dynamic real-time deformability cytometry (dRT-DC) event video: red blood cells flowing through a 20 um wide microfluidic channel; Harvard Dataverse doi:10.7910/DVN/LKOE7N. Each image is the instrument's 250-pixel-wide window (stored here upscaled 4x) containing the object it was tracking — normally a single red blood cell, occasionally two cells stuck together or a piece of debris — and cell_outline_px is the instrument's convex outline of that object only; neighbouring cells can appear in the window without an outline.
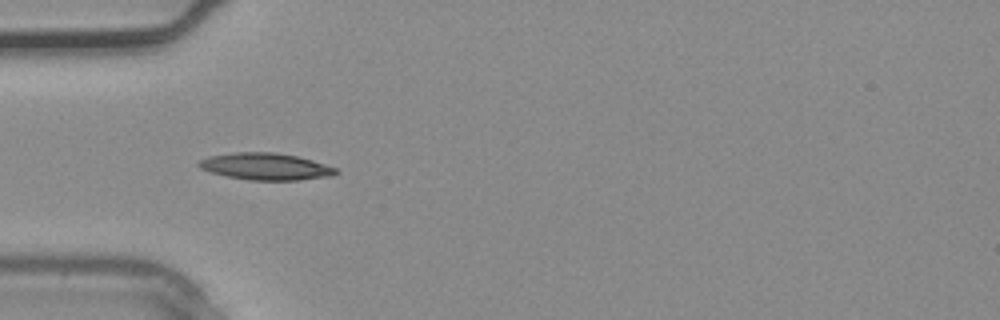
{"species": "common noctule bat (a hibernating species)", "species_latin": "Nyctalus noctula", "temperature_condition": "warm", "stored_images_in_passage": 2, "camera_frame_rate_fps": 3000, "um_per_image_px": 0.085, "animal": {"sex": "male", "body_mass_g": 20.4}, "frame": {"image": 1, "passage_image": 2, "time_ms": 0.333, "image_size_px": [1000, 320], "cell_outline_px": [[340, 172], [332, 176], [300, 180], [248, 180], [228, 176], [212, 172], [200, 168], [196, 164], [200, 160], [208, 156], [236, 152], [272, 152], [296, 156], [312, 160], [336, 168]], "centroid_in_image_um": [22.59, 14.15], "position_along_channel_um": 62.4, "area_um2": 21.39}}